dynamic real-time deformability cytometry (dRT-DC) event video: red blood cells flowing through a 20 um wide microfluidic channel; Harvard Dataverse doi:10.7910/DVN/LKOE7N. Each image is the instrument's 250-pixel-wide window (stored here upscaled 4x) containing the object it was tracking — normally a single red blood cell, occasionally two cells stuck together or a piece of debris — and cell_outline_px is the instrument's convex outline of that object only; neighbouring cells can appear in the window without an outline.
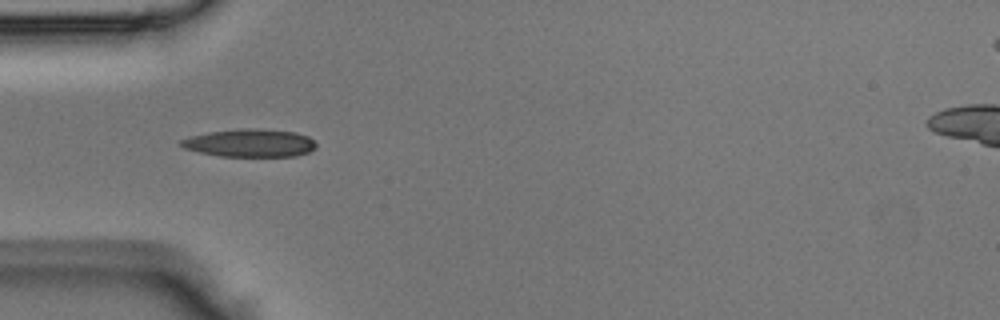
{"species": "Egyptian fruit bat (a non-hibernating species)", "species_latin": "Rousettus aegyptiacus", "temperature_condition": "room temperature", "stored_images_in_passage": 31, "camera_frame_rate_fps": 3000, "um_per_image_px": 0.085, "animal": {"sex": "male"}, "frame": {"image": 1, "passage_image": 5, "time_ms": 1.333, "image_size_px": [1000, 320], "cell_outline_px": [[316, 148], [308, 152], [296, 156], [220, 156], [200, 152], [184, 148], [176, 144], [180, 140], [192, 136], [208, 132], [236, 128], [256, 128], [296, 132], [308, 136], [316, 144]], "centroid_in_image_um": [21.23, 12.14], "position_along_channel_um": 63.8, "area_um2": 22.08}}